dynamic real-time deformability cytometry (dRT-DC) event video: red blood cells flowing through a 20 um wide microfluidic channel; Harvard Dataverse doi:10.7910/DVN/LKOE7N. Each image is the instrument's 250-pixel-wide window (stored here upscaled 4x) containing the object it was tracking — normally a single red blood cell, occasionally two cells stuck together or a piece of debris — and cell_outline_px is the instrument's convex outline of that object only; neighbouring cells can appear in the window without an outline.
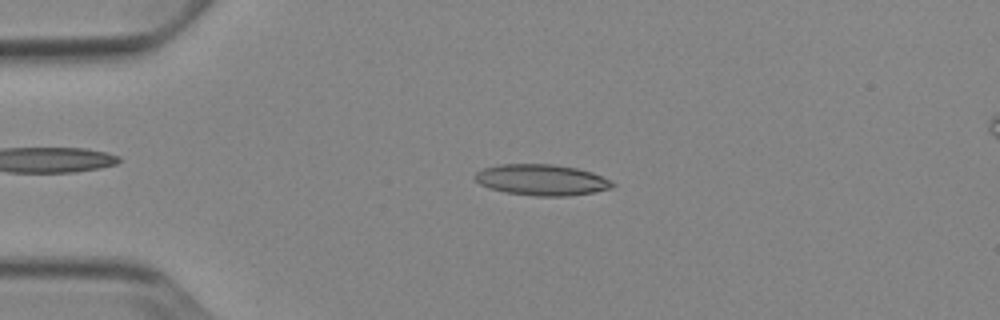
{"species": "Egyptian fruit bat (a non-hibernating species)", "species_latin": "Rousettus aegyptiacus", "temperature_condition": "cold", "stored_images_in_passage": 51, "camera_frame_rate_fps": 3000, "um_per_image_px": 0.085, "animal": {"sex": "female"}, "frame": {"image": 1, "passage_image": 11, "time_ms": 3.333, "image_size_px": [1000, 320], "cell_outline_px": [[616, 184], [612, 188], [596, 192], [568, 196], [536, 196], [504, 192], [488, 188], [480, 184], [472, 176], [476, 172], [484, 168], [500, 164], [552, 164], [576, 168], [592, 172]], "centroid_in_image_um": [46.02, 15.3], "position_along_channel_um": 39.0, "area_um2": 24.91}}
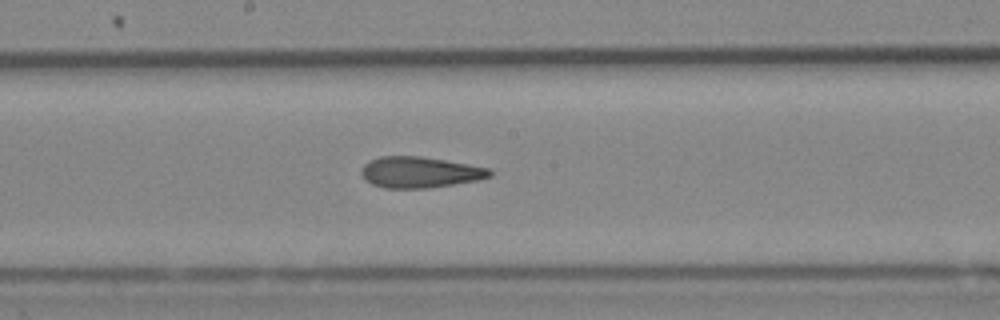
{"frame": {"image": 2, "passage_image": 27, "time_ms": 8.667, "image_size_px": [1000, 320], "cell_outline_px": [[492, 176], [480, 180], [428, 188], [384, 188], [372, 184], [364, 180], [360, 172], [360, 168], [364, 164], [380, 156], [420, 156], [492, 168]], "centroid_in_image_um": [35.69, 14.64], "position_along_channel_um": 212.5, "area_um2": 23.41}}
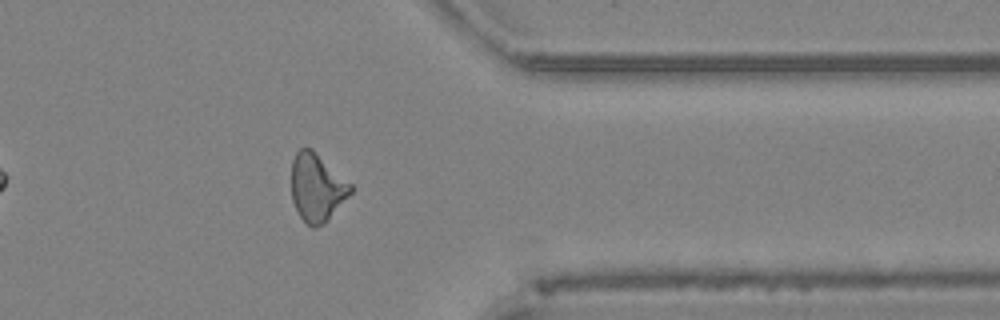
{"frame": {"image": 3, "passage_image": 41, "time_ms": 13.333, "image_size_px": [1000, 320], "cell_outline_px": [[352, 192], [328, 220], [324, 224], [316, 228], [312, 228], [300, 216], [292, 200], [292, 160], [296, 152], [300, 148], [312, 148], [352, 184]], "centroid_in_image_um": [26.94, 15.93], "position_along_channel_um": 384.5, "area_um2": 23.41}, "authors_computed_cell_mechanics": {"area_um2": 23.409, "velocity_mm_per_s": 3.8744, "shape_relaxation_time_tau1_ms": null, "shape_relaxation_time_tau2_ms": 3.4021, "deformation_change_tau1": null, "deformation_change_tau2": 0.1362}}